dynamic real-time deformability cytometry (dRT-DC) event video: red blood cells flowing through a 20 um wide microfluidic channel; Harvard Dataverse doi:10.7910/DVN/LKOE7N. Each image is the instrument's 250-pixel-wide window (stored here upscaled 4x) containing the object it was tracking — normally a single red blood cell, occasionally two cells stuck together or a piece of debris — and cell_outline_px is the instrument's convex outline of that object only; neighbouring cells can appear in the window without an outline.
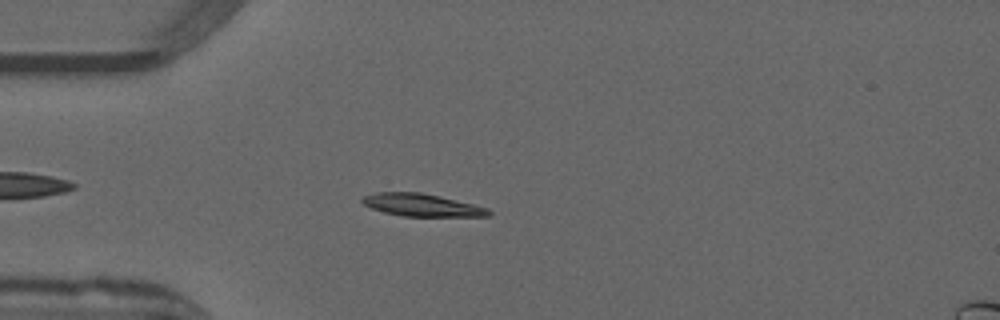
{"species": "common noctule bat (a hibernating species)", "species_latin": "Nyctalus noctula", "temperature_condition": "warm", "stored_images_in_passage": 43, "camera_frame_rate_fps": 3000, "um_per_image_px": 0.085, "animal": {"sex": "male", "forearm_length_mm": 52.5}, "frame": {"image": 1, "passage_image": 6, "time_ms": 1.667, "image_size_px": [1000, 320], "cell_outline_px": [[492, 212], [488, 216], [404, 216], [384, 212], [372, 208], [364, 204], [360, 200], [364, 196], [376, 192], [420, 192], [440, 196], [488, 208]], "centroid_in_image_um": [35.84, 17.42], "position_along_channel_um": 49.2, "area_um2": 16.42}}
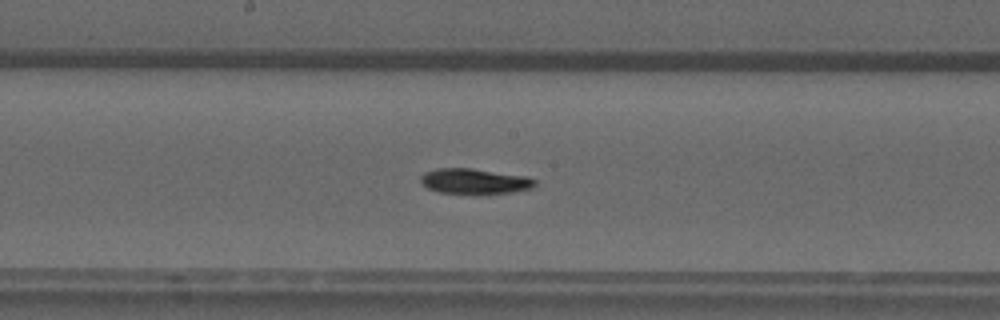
{"frame": {"image": 2, "passage_image": 19, "time_ms": 6.0, "image_size_px": [1000, 320], "cell_outline_px": [[536, 184], [532, 188], [512, 192], [480, 196], [476, 196], [440, 192], [428, 188], [420, 184], [420, 176], [424, 172], [436, 168], [472, 168], [528, 176], [536, 180]], "centroid_in_image_um": [40.33, 15.43], "position_along_channel_um": 207.9, "area_um2": 17.69}}
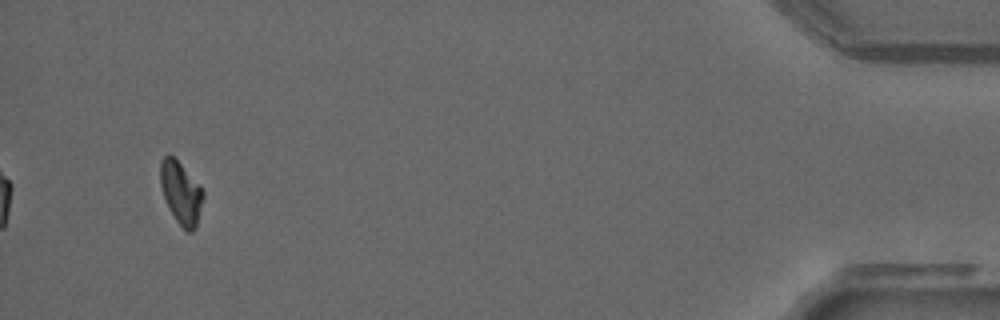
{"frame": {"image": 3, "passage_image": 41, "time_ms": 13.333, "image_size_px": [1000, 320], "cell_outline_px": [[204, 196], [196, 228], [192, 232], [188, 232], [176, 220], [164, 196], [160, 184], [160, 160], [164, 156], [172, 156], [200, 184], [204, 192]], "centroid_in_image_um": [15.4, 16.39], "position_along_channel_um": 419.8, "area_um2": 15.32}, "authors_computed_cell_mechanics": {"area_um2": 16.5886, "velocity_mm_per_s": 3.9691, "shape_relaxation_time_tau1_ms": 6.8906, "shape_relaxation_time_tau2_ms": null, "deformation_change_tau1": 0.2028, "deformation_change_tau2": null}}